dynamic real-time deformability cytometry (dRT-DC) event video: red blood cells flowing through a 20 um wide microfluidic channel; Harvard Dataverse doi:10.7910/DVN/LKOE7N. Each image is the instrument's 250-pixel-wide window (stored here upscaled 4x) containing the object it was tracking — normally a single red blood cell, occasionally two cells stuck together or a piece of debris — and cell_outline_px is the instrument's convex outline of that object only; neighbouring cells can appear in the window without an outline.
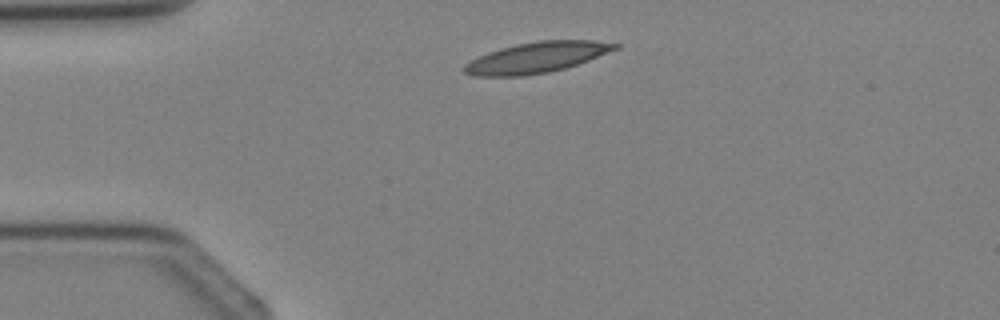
{"species": "Egyptian fruit bat (a non-hibernating species)", "species_latin": "Rousettus aegyptiacus", "temperature_condition": "cold", "stored_images_in_passage": 2, "camera_frame_rate_fps": 3000, "um_per_image_px": 0.085, "animal": {"sex": "female"}, "frame": {"image": 1, "passage_image": 1, "time_ms": 0.0, "image_size_px": [1000, 320], "cell_outline_px": [[620, 48], [588, 60], [564, 68], [548, 72], [520, 76], [476, 76], [464, 72], [460, 68], [464, 64], [488, 52], [500, 48], [516, 44], [536, 40], [596, 40], [620, 44]], "centroid_in_image_um": [45.62, 4.87], "position_along_channel_um": 39.4, "area_um2": 26.93}}